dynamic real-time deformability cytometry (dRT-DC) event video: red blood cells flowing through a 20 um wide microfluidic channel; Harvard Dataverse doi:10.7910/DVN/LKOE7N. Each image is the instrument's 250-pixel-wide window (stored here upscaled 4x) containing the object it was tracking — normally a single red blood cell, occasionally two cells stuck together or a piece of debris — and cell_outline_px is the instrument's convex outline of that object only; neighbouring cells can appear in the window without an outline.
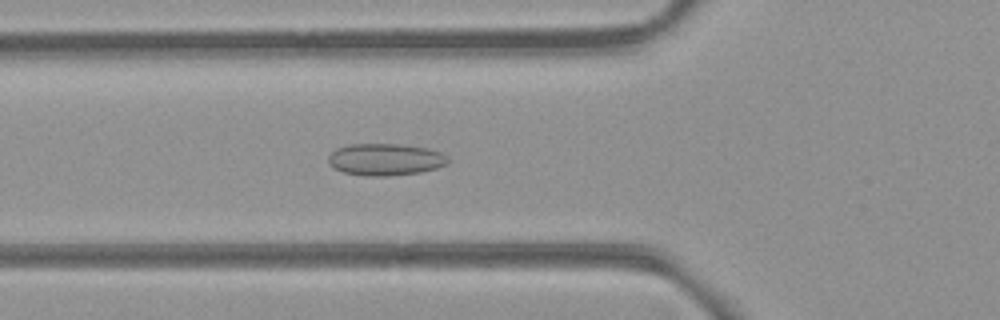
{"species": "common noctule bat (a hibernating species)", "species_latin": "Nyctalus noctula", "temperature_condition": "room temperature", "stored_images_in_passage": 53, "camera_frame_rate_fps": 3000, "um_per_image_px": 0.085, "animal": {"sex": "female", "body_mass_g": 21.9}, "frame": {"image": 1, "passage_image": 19, "time_ms": 6.0, "image_size_px": [1000, 320], "cell_outline_px": [[448, 164], [436, 168], [420, 172], [388, 176], [364, 176], [344, 172], [336, 168], [328, 160], [328, 156], [336, 148], [348, 144], [400, 144], [428, 148], [440, 152], [448, 156]], "centroid_in_image_um": [32.78, 13.55], "position_along_channel_um": 93.0, "area_um2": 22.25}}
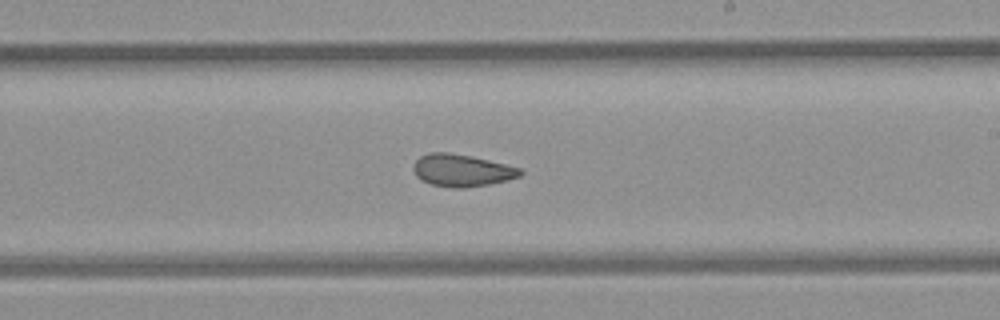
{"frame": {"image": 2, "passage_image": 31, "time_ms": 10.0, "image_size_px": [1000, 320], "cell_outline_px": [[524, 172], [520, 176], [508, 180], [488, 184], [464, 188], [452, 188], [432, 184], [416, 176], [412, 168], [416, 160], [420, 156], [432, 152], [448, 152], [488, 160], [520, 168]], "centroid_in_image_um": [39.25, 14.49], "position_along_channel_um": 249.7, "area_um2": 19.83}}
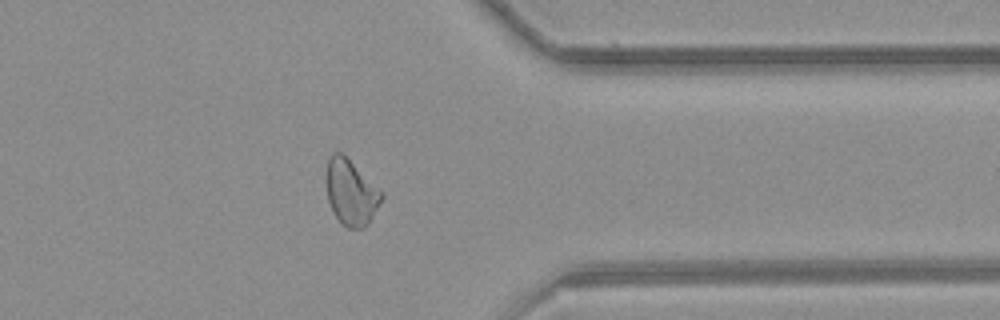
{"frame": {"image": 3, "passage_image": 42, "time_ms": 13.667, "image_size_px": [1000, 320], "cell_outline_px": [[384, 196], [368, 224], [364, 228], [348, 228], [332, 212], [328, 200], [328, 160], [332, 152], [340, 152], [384, 192]], "centroid_in_image_um": [29.87, 16.38], "position_along_channel_um": 381.5, "area_um2": 20.58}, "authors_computed_cell_mechanics": {"area_um2": 21.9062, "velocity_mm_per_s": 3.8966, "shape_relaxation_time_tau1_ms": null, "shape_relaxation_time_tau2_ms": 2.8894, "deformation_change_tau1": null, "deformation_change_tau2": 0.0965}}